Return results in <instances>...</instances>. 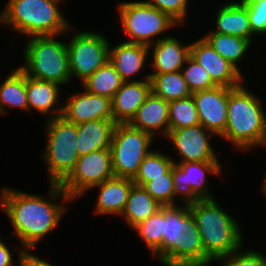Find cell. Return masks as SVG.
<instances>
[{"label": "cell", "mask_w": 266, "mask_h": 266, "mask_svg": "<svg viewBox=\"0 0 266 266\" xmlns=\"http://www.w3.org/2000/svg\"><path fill=\"white\" fill-rule=\"evenodd\" d=\"M132 229L138 233L152 256L154 255L155 259L163 266L164 207Z\"/></svg>", "instance_id": "obj_28"}, {"label": "cell", "mask_w": 266, "mask_h": 266, "mask_svg": "<svg viewBox=\"0 0 266 266\" xmlns=\"http://www.w3.org/2000/svg\"><path fill=\"white\" fill-rule=\"evenodd\" d=\"M69 94L63 102L62 117L71 123L81 124L91 120H114L111 99L88 92Z\"/></svg>", "instance_id": "obj_16"}, {"label": "cell", "mask_w": 266, "mask_h": 266, "mask_svg": "<svg viewBox=\"0 0 266 266\" xmlns=\"http://www.w3.org/2000/svg\"><path fill=\"white\" fill-rule=\"evenodd\" d=\"M162 206L144 189L133 185L125 209L121 214L125 223L132 229L156 213Z\"/></svg>", "instance_id": "obj_26"}, {"label": "cell", "mask_w": 266, "mask_h": 266, "mask_svg": "<svg viewBox=\"0 0 266 266\" xmlns=\"http://www.w3.org/2000/svg\"><path fill=\"white\" fill-rule=\"evenodd\" d=\"M131 127L164 138L169 132V102L152 92L128 123Z\"/></svg>", "instance_id": "obj_19"}, {"label": "cell", "mask_w": 266, "mask_h": 266, "mask_svg": "<svg viewBox=\"0 0 266 266\" xmlns=\"http://www.w3.org/2000/svg\"><path fill=\"white\" fill-rule=\"evenodd\" d=\"M133 185L134 182L130 178L113 177L91 187L88 191L93 188L99 189L94 208L96 215L112 214L120 217L125 209Z\"/></svg>", "instance_id": "obj_21"}, {"label": "cell", "mask_w": 266, "mask_h": 266, "mask_svg": "<svg viewBox=\"0 0 266 266\" xmlns=\"http://www.w3.org/2000/svg\"><path fill=\"white\" fill-rule=\"evenodd\" d=\"M204 38L211 44L224 59L231 63L240 73L239 63L244 59L248 49L251 48L250 40L222 33L209 32Z\"/></svg>", "instance_id": "obj_27"}, {"label": "cell", "mask_w": 266, "mask_h": 266, "mask_svg": "<svg viewBox=\"0 0 266 266\" xmlns=\"http://www.w3.org/2000/svg\"><path fill=\"white\" fill-rule=\"evenodd\" d=\"M46 142L41 153L50 184H61L75 168L79 158L77 150V124L62 116L46 120Z\"/></svg>", "instance_id": "obj_7"}, {"label": "cell", "mask_w": 266, "mask_h": 266, "mask_svg": "<svg viewBox=\"0 0 266 266\" xmlns=\"http://www.w3.org/2000/svg\"><path fill=\"white\" fill-rule=\"evenodd\" d=\"M261 189H262V193H264V195L266 197V177H265V181L263 182V185H262Z\"/></svg>", "instance_id": "obj_41"}, {"label": "cell", "mask_w": 266, "mask_h": 266, "mask_svg": "<svg viewBox=\"0 0 266 266\" xmlns=\"http://www.w3.org/2000/svg\"><path fill=\"white\" fill-rule=\"evenodd\" d=\"M216 11V29L210 32L234 35L254 43L255 35L250 27L246 4L242 0L224 3Z\"/></svg>", "instance_id": "obj_22"}, {"label": "cell", "mask_w": 266, "mask_h": 266, "mask_svg": "<svg viewBox=\"0 0 266 266\" xmlns=\"http://www.w3.org/2000/svg\"><path fill=\"white\" fill-rule=\"evenodd\" d=\"M200 124L193 95L169 102V131Z\"/></svg>", "instance_id": "obj_32"}, {"label": "cell", "mask_w": 266, "mask_h": 266, "mask_svg": "<svg viewBox=\"0 0 266 266\" xmlns=\"http://www.w3.org/2000/svg\"><path fill=\"white\" fill-rule=\"evenodd\" d=\"M188 206L196 221L204 251L213 262L242 247L244 236L241 226L216 199L199 200Z\"/></svg>", "instance_id": "obj_5"}, {"label": "cell", "mask_w": 266, "mask_h": 266, "mask_svg": "<svg viewBox=\"0 0 266 266\" xmlns=\"http://www.w3.org/2000/svg\"><path fill=\"white\" fill-rule=\"evenodd\" d=\"M117 9L123 31L129 38L125 42L128 43L150 46L171 36L161 37L165 31L179 26L168 14L144 1H123L118 3Z\"/></svg>", "instance_id": "obj_8"}, {"label": "cell", "mask_w": 266, "mask_h": 266, "mask_svg": "<svg viewBox=\"0 0 266 266\" xmlns=\"http://www.w3.org/2000/svg\"><path fill=\"white\" fill-rule=\"evenodd\" d=\"M143 187L162 207L175 206L172 167L164 177L152 178Z\"/></svg>", "instance_id": "obj_33"}, {"label": "cell", "mask_w": 266, "mask_h": 266, "mask_svg": "<svg viewBox=\"0 0 266 266\" xmlns=\"http://www.w3.org/2000/svg\"><path fill=\"white\" fill-rule=\"evenodd\" d=\"M113 177L111 150L102 149L80 156L60 186L73 201L87 194L91 187Z\"/></svg>", "instance_id": "obj_12"}, {"label": "cell", "mask_w": 266, "mask_h": 266, "mask_svg": "<svg viewBox=\"0 0 266 266\" xmlns=\"http://www.w3.org/2000/svg\"><path fill=\"white\" fill-rule=\"evenodd\" d=\"M244 84L229 92L227 125L220 136L240 152L266 147V112L263 101Z\"/></svg>", "instance_id": "obj_2"}, {"label": "cell", "mask_w": 266, "mask_h": 266, "mask_svg": "<svg viewBox=\"0 0 266 266\" xmlns=\"http://www.w3.org/2000/svg\"><path fill=\"white\" fill-rule=\"evenodd\" d=\"M247 7L250 27L255 36L266 34V0H242Z\"/></svg>", "instance_id": "obj_37"}, {"label": "cell", "mask_w": 266, "mask_h": 266, "mask_svg": "<svg viewBox=\"0 0 266 266\" xmlns=\"http://www.w3.org/2000/svg\"><path fill=\"white\" fill-rule=\"evenodd\" d=\"M123 83V79L109 60L84 80L81 86L90 93L112 99Z\"/></svg>", "instance_id": "obj_30"}, {"label": "cell", "mask_w": 266, "mask_h": 266, "mask_svg": "<svg viewBox=\"0 0 266 266\" xmlns=\"http://www.w3.org/2000/svg\"><path fill=\"white\" fill-rule=\"evenodd\" d=\"M173 160V156L152 149L143 159L132 181L135 185L143 187L152 178L164 177V174L174 165Z\"/></svg>", "instance_id": "obj_31"}, {"label": "cell", "mask_w": 266, "mask_h": 266, "mask_svg": "<svg viewBox=\"0 0 266 266\" xmlns=\"http://www.w3.org/2000/svg\"><path fill=\"white\" fill-rule=\"evenodd\" d=\"M61 86L54 82L41 81L26 76L28 112L36 110L48 119L62 116L63 102L59 101Z\"/></svg>", "instance_id": "obj_20"}, {"label": "cell", "mask_w": 266, "mask_h": 266, "mask_svg": "<svg viewBox=\"0 0 266 266\" xmlns=\"http://www.w3.org/2000/svg\"><path fill=\"white\" fill-rule=\"evenodd\" d=\"M241 249L218 258L220 266H266V254L255 250Z\"/></svg>", "instance_id": "obj_35"}, {"label": "cell", "mask_w": 266, "mask_h": 266, "mask_svg": "<svg viewBox=\"0 0 266 266\" xmlns=\"http://www.w3.org/2000/svg\"><path fill=\"white\" fill-rule=\"evenodd\" d=\"M213 265V262L210 263H197V264H185V265H181V266H210Z\"/></svg>", "instance_id": "obj_40"}, {"label": "cell", "mask_w": 266, "mask_h": 266, "mask_svg": "<svg viewBox=\"0 0 266 266\" xmlns=\"http://www.w3.org/2000/svg\"><path fill=\"white\" fill-rule=\"evenodd\" d=\"M7 243H4V241L0 237V266H14L16 265L14 258H13V252H18L17 254H20V252L23 250L21 246H19L17 249L16 247L13 249H10L9 246L6 245ZM13 250V251H11Z\"/></svg>", "instance_id": "obj_39"}, {"label": "cell", "mask_w": 266, "mask_h": 266, "mask_svg": "<svg viewBox=\"0 0 266 266\" xmlns=\"http://www.w3.org/2000/svg\"><path fill=\"white\" fill-rule=\"evenodd\" d=\"M48 184L47 199L39 194L23 192L13 187L11 189L3 186L1 189L0 210L13 226L11 238L17 235L16 238L23 249H34L41 239L54 231L66 211H69L66 204L72 202V199L60 184Z\"/></svg>", "instance_id": "obj_1"}, {"label": "cell", "mask_w": 266, "mask_h": 266, "mask_svg": "<svg viewBox=\"0 0 266 266\" xmlns=\"http://www.w3.org/2000/svg\"><path fill=\"white\" fill-rule=\"evenodd\" d=\"M153 140L150 133L129 124H116L110 145L114 177L133 179L151 151Z\"/></svg>", "instance_id": "obj_9"}, {"label": "cell", "mask_w": 266, "mask_h": 266, "mask_svg": "<svg viewBox=\"0 0 266 266\" xmlns=\"http://www.w3.org/2000/svg\"><path fill=\"white\" fill-rule=\"evenodd\" d=\"M233 88L215 86L192 93L196 103L200 124L220 136L227 125L228 95Z\"/></svg>", "instance_id": "obj_15"}, {"label": "cell", "mask_w": 266, "mask_h": 266, "mask_svg": "<svg viewBox=\"0 0 266 266\" xmlns=\"http://www.w3.org/2000/svg\"><path fill=\"white\" fill-rule=\"evenodd\" d=\"M190 45L182 43L180 39L171 35L148 46L152 59L148 65L152 71L154 70L149 74L181 71L190 56Z\"/></svg>", "instance_id": "obj_18"}, {"label": "cell", "mask_w": 266, "mask_h": 266, "mask_svg": "<svg viewBox=\"0 0 266 266\" xmlns=\"http://www.w3.org/2000/svg\"><path fill=\"white\" fill-rule=\"evenodd\" d=\"M115 126L114 120H91L78 124L76 145L79 157L93 151L110 149Z\"/></svg>", "instance_id": "obj_24"}, {"label": "cell", "mask_w": 266, "mask_h": 266, "mask_svg": "<svg viewBox=\"0 0 266 266\" xmlns=\"http://www.w3.org/2000/svg\"><path fill=\"white\" fill-rule=\"evenodd\" d=\"M63 0H8L0 11V25L22 36L64 35L74 31L63 16ZM68 21V22H67Z\"/></svg>", "instance_id": "obj_3"}, {"label": "cell", "mask_w": 266, "mask_h": 266, "mask_svg": "<svg viewBox=\"0 0 266 266\" xmlns=\"http://www.w3.org/2000/svg\"><path fill=\"white\" fill-rule=\"evenodd\" d=\"M116 45H110V62L124 82L138 81L132 76L140 75L139 71L145 67L149 58L148 46L125 41Z\"/></svg>", "instance_id": "obj_23"}, {"label": "cell", "mask_w": 266, "mask_h": 266, "mask_svg": "<svg viewBox=\"0 0 266 266\" xmlns=\"http://www.w3.org/2000/svg\"><path fill=\"white\" fill-rule=\"evenodd\" d=\"M215 134L205 129L201 124L192 127L171 130L167 138L174 145L173 152L176 150L180 159L178 162H220L213 148L211 139Z\"/></svg>", "instance_id": "obj_13"}, {"label": "cell", "mask_w": 266, "mask_h": 266, "mask_svg": "<svg viewBox=\"0 0 266 266\" xmlns=\"http://www.w3.org/2000/svg\"><path fill=\"white\" fill-rule=\"evenodd\" d=\"M6 76L0 85V116L8 114V108L28 112L26 74L17 67Z\"/></svg>", "instance_id": "obj_25"}, {"label": "cell", "mask_w": 266, "mask_h": 266, "mask_svg": "<svg viewBox=\"0 0 266 266\" xmlns=\"http://www.w3.org/2000/svg\"><path fill=\"white\" fill-rule=\"evenodd\" d=\"M31 250L33 249H23L18 254V266H53L46 259L30 253Z\"/></svg>", "instance_id": "obj_38"}, {"label": "cell", "mask_w": 266, "mask_h": 266, "mask_svg": "<svg viewBox=\"0 0 266 266\" xmlns=\"http://www.w3.org/2000/svg\"><path fill=\"white\" fill-rule=\"evenodd\" d=\"M210 262L189 206L164 207L163 266Z\"/></svg>", "instance_id": "obj_4"}, {"label": "cell", "mask_w": 266, "mask_h": 266, "mask_svg": "<svg viewBox=\"0 0 266 266\" xmlns=\"http://www.w3.org/2000/svg\"><path fill=\"white\" fill-rule=\"evenodd\" d=\"M190 44V56L208 72L216 86L237 88L245 81L243 72L215 51L203 36Z\"/></svg>", "instance_id": "obj_14"}, {"label": "cell", "mask_w": 266, "mask_h": 266, "mask_svg": "<svg viewBox=\"0 0 266 266\" xmlns=\"http://www.w3.org/2000/svg\"><path fill=\"white\" fill-rule=\"evenodd\" d=\"M141 79L124 82L111 99L116 124H128L152 92L150 74H144Z\"/></svg>", "instance_id": "obj_17"}, {"label": "cell", "mask_w": 266, "mask_h": 266, "mask_svg": "<svg viewBox=\"0 0 266 266\" xmlns=\"http://www.w3.org/2000/svg\"><path fill=\"white\" fill-rule=\"evenodd\" d=\"M60 35L32 36L23 49V65L18 66L26 76L66 86L71 82L67 42Z\"/></svg>", "instance_id": "obj_6"}, {"label": "cell", "mask_w": 266, "mask_h": 266, "mask_svg": "<svg viewBox=\"0 0 266 266\" xmlns=\"http://www.w3.org/2000/svg\"><path fill=\"white\" fill-rule=\"evenodd\" d=\"M222 162H183L172 166L175 206L190 205L199 200L214 199L207 175H222ZM180 199L181 201H178Z\"/></svg>", "instance_id": "obj_11"}, {"label": "cell", "mask_w": 266, "mask_h": 266, "mask_svg": "<svg viewBox=\"0 0 266 266\" xmlns=\"http://www.w3.org/2000/svg\"><path fill=\"white\" fill-rule=\"evenodd\" d=\"M151 91L167 102L192 95L181 71L150 74Z\"/></svg>", "instance_id": "obj_29"}, {"label": "cell", "mask_w": 266, "mask_h": 266, "mask_svg": "<svg viewBox=\"0 0 266 266\" xmlns=\"http://www.w3.org/2000/svg\"><path fill=\"white\" fill-rule=\"evenodd\" d=\"M181 72L191 93L216 86L209 77L208 72L191 56L186 59Z\"/></svg>", "instance_id": "obj_34"}, {"label": "cell", "mask_w": 266, "mask_h": 266, "mask_svg": "<svg viewBox=\"0 0 266 266\" xmlns=\"http://www.w3.org/2000/svg\"><path fill=\"white\" fill-rule=\"evenodd\" d=\"M67 41L71 81L77 78L82 83L110 57V42L100 32L80 31Z\"/></svg>", "instance_id": "obj_10"}, {"label": "cell", "mask_w": 266, "mask_h": 266, "mask_svg": "<svg viewBox=\"0 0 266 266\" xmlns=\"http://www.w3.org/2000/svg\"><path fill=\"white\" fill-rule=\"evenodd\" d=\"M147 4L168 14L179 25H183L189 8V0H144Z\"/></svg>", "instance_id": "obj_36"}]
</instances>
